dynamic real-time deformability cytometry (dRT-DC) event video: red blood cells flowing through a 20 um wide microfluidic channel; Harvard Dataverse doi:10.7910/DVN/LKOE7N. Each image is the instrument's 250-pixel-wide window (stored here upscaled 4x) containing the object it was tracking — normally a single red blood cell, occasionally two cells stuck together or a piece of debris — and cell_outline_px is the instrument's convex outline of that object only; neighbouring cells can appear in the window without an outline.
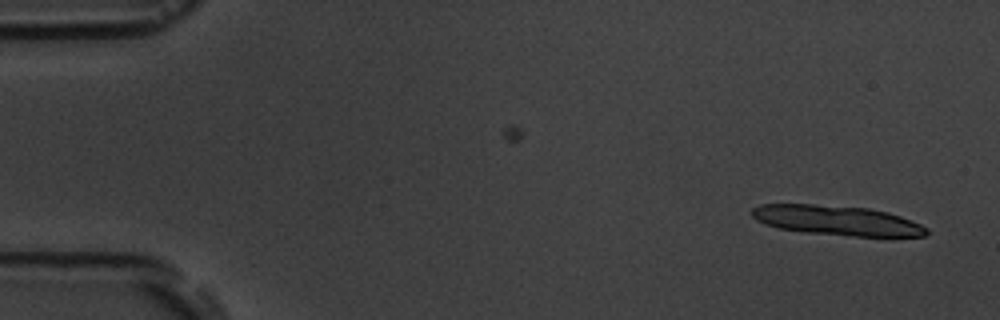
{"species": "common noctule bat (a hibernating species)", "species_latin": "Nyctalus noctula", "temperature_condition": "room temperature", "stored_images_in_passage": 4, "camera_frame_rate_fps": 3000, "um_per_image_px": 0.085, "animal": {"sex": "male", "body_mass_g": 19.5, "forearm_length_mm": 54.6}, "frame": {"image": 1, "passage_image": 4, "time_ms": 3.333, "image_size_px": [1000, 320], "cell_outline_px": [[928, 232], [924, 236], [856, 236], [804, 232], [780, 228], [764, 224], [756, 220], [752, 216], [752, 208], [760, 204], [812, 204], [868, 208], [888, 212], [900, 216], [920, 224], [928, 228]], "centroid_in_image_um": [71.12, 18.73], "position_along_channel_um": 13.9, "area_um2": 30.11}}